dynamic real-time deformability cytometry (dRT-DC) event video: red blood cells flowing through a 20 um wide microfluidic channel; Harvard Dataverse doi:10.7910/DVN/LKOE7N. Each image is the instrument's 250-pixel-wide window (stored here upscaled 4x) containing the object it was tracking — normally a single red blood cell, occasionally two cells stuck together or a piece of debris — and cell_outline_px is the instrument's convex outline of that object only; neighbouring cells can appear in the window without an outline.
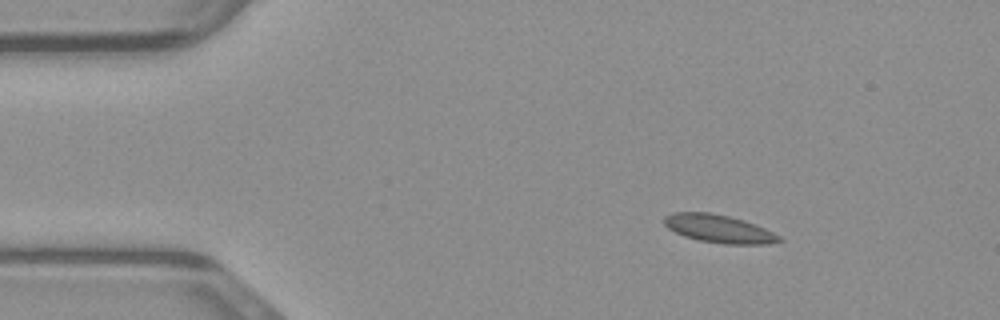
{"species": "common noctule bat (a hibernating species)", "species_latin": "Nyctalus noctula", "temperature_condition": "warm", "stored_images_in_passage": 42, "camera_frame_rate_fps": 3000, "um_per_image_px": 0.085, "animal": {"sex": "male", "body_mass_g": 23.1, "forearm_length_mm": 52.7}, "frame": {"image": 1, "passage_image": 1, "time_ms": 0.0, "image_size_px": [1000, 320], "cell_outline_px": [[784, 240], [768, 244], [724, 244], [700, 240], [684, 236], [668, 228], [664, 224], [664, 216], [672, 212], [708, 212], [728, 216], [744, 220], [756, 224], [780, 236]], "centroid_in_image_um": [61.11, 19.44], "position_along_channel_um": 23.9, "area_um2": 18.73}}
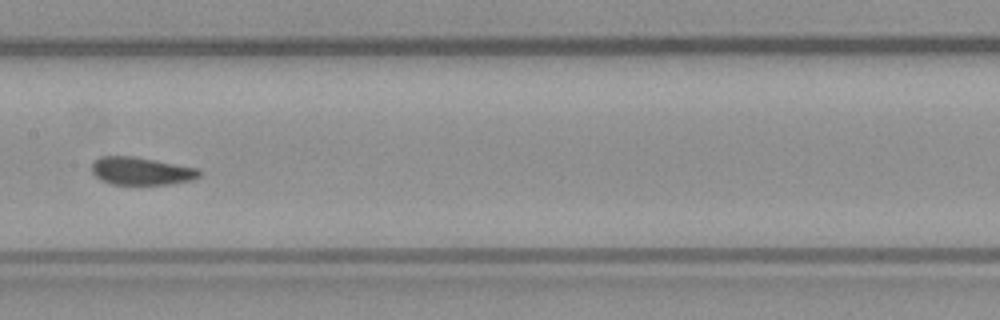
{"frame": {"image": 2, "passage_image": 18, "time_ms": 5.667, "image_size_px": [1000, 320], "cell_outline_px": [[204, 172], [200, 176], [192, 180], [168, 184], [112, 184], [100, 180], [92, 172], [92, 160], [100, 156], [132, 156], [156, 160], [200, 168]], "centroid_in_image_um": [12.03, 14.53], "position_along_channel_um": 195.4, "area_um2": 17.63}}
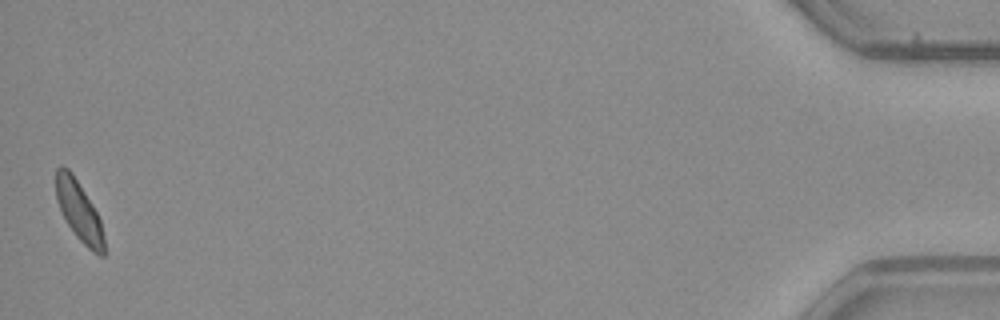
{"frame": {"image": 3, "passage_image": 42, "time_ms": 13.667, "image_size_px": [1000, 320], "cell_outline_px": [[104, 256], [100, 256], [92, 252], [76, 236], [68, 224], [56, 200], [56, 168], [60, 164], [68, 168], [72, 172], [96, 212], [100, 220], [104, 236]], "centroid_in_image_um": [6.71, 17.93], "position_along_channel_um": 428.5, "area_um2": 16.53}}